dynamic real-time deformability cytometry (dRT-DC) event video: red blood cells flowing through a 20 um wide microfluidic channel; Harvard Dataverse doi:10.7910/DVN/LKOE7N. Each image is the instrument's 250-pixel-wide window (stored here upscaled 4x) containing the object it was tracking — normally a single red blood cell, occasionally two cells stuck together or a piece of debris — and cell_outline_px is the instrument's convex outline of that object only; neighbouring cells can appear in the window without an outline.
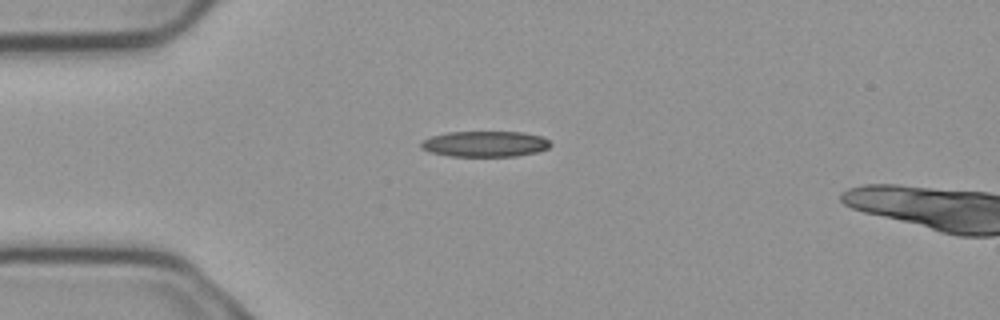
{"species": "common noctule bat (a hibernating species)", "species_latin": "Nyctalus noctula", "temperature_condition": "cold", "stored_images_in_passage": 2, "camera_frame_rate_fps": 3000, "um_per_image_px": 0.085, "animal": {"sex": "male", "body_mass_g": 23.1, "forearm_length_mm": 52.7}, "frame": {"image": 1, "passage_image": 1, "time_ms": 0.0, "image_size_px": [1000, 320], "cell_outline_px": [[552, 144], [548, 148], [536, 152], [516, 156], [448, 156], [428, 152], [420, 148], [420, 140], [432, 136], [448, 132], [524, 132], [544, 136]], "centroid_in_image_um": [41.2, 12.23], "position_along_channel_um": 43.8, "area_um2": 19.65}}